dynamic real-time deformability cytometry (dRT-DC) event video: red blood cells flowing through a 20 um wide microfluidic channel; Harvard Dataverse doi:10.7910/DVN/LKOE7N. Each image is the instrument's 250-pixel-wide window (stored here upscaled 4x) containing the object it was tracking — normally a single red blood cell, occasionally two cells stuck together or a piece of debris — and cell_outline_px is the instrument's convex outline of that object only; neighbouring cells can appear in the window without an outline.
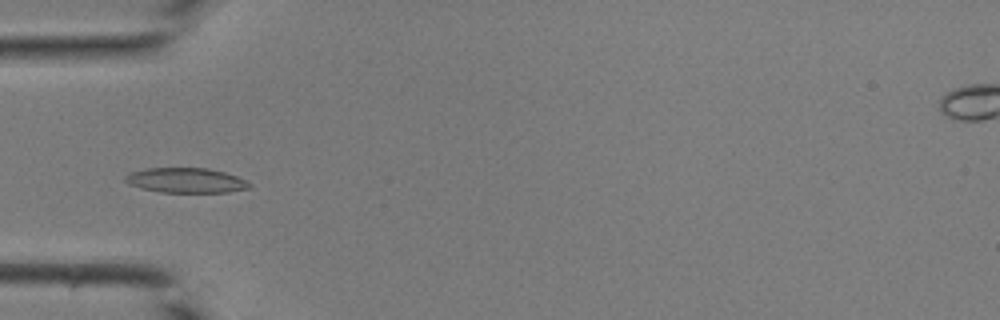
{"species": "common noctule bat (a hibernating species)", "species_latin": "Nyctalus noctula", "temperature_condition": "room temperature", "stored_images_in_passage": 44, "camera_frame_rate_fps": 3000, "um_per_image_px": 0.085, "animal": {"sex": "male", "body_mass_g": 19.0, "forearm_length_mm": 50.8}, "frame": {"image": 1, "passage_image": 15, "time_ms": 4.667, "image_size_px": [1000, 320], "cell_outline_px": [[252, 188], [228, 192], [160, 192], [140, 188], [128, 184], [124, 180], [124, 176], [132, 172], [144, 168], [208, 168], [224, 172], [236, 176], [252, 184]], "centroid_in_image_um": [15.8, 15.33], "position_along_channel_um": 69.2, "area_um2": 18.09}}
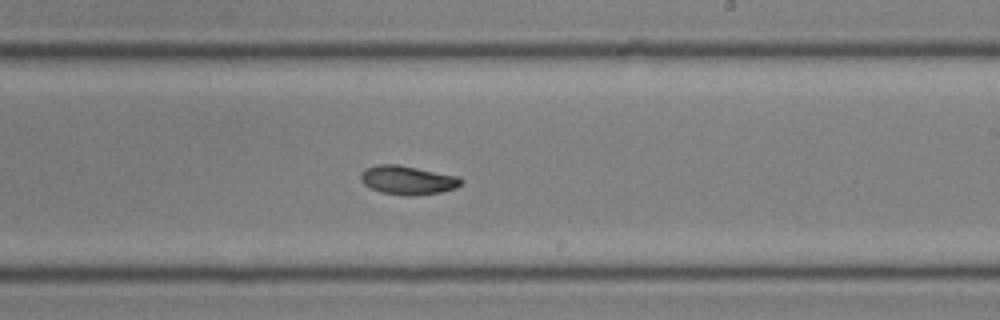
{"frame": {"image": 2, "passage_image": 27, "time_ms": 8.667, "image_size_px": [1000, 320], "cell_outline_px": [[464, 180], [456, 188], [440, 192], [416, 196], [408, 196], [380, 192], [364, 184], [360, 180], [360, 172], [364, 168], [376, 164], [396, 164], [460, 176]], "centroid_in_image_um": [34.64, 15.3], "position_along_channel_um": 254.4, "area_um2": 17.05}}
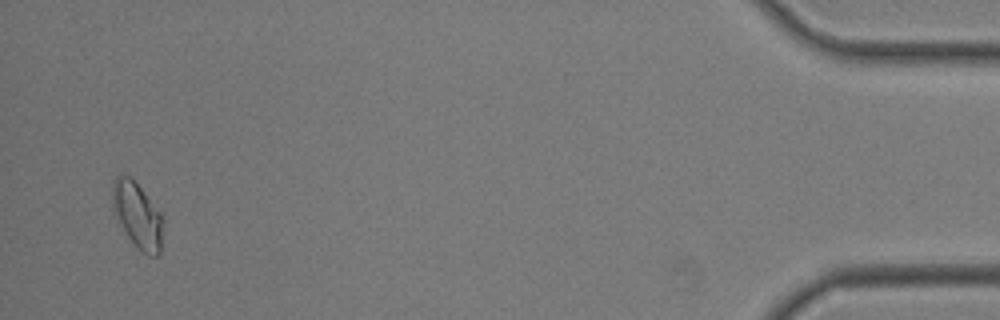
{"frame": {"image": 3, "passage_image": 43, "time_ms": 14.0, "image_size_px": [1000, 320], "cell_outline_px": [[160, 252], [156, 256], [148, 256], [140, 252], [128, 236], [112, 212], [112, 180], [116, 176], [128, 176], [140, 188], [160, 212]], "centroid_in_image_um": [11.61, 18.3], "position_along_channel_um": 423.6, "area_um2": 18.79}}